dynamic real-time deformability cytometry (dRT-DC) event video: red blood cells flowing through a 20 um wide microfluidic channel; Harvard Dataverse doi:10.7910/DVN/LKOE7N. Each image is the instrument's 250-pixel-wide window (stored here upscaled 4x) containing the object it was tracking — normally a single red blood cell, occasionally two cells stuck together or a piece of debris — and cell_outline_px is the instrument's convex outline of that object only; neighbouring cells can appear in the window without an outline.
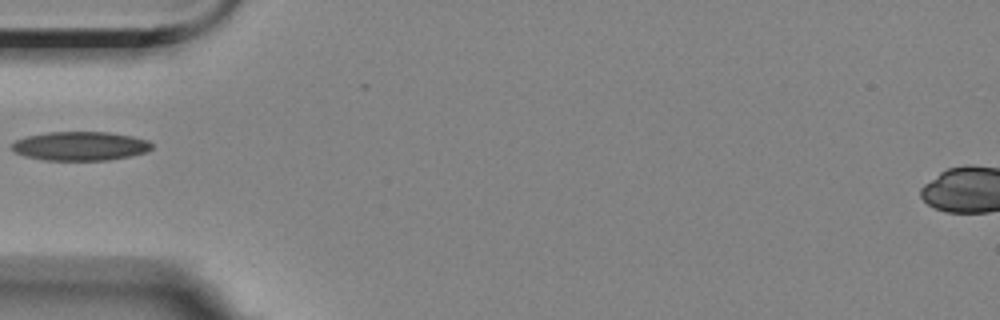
{"species": "Egyptian fruit bat (a non-hibernating species)", "species_latin": "Rousettus aegyptiacus", "temperature_condition": "room temperature", "stored_images_in_passage": 1, "camera_frame_rate_fps": 3000, "um_per_image_px": 0.085, "animal": {"sex": "female"}, "frame": {"image": 1, "passage_image": 1, "time_ms": 0.0, "image_size_px": [1000, 320], "cell_outline_px": [[152, 148], [148, 152], [132, 156], [104, 160], [44, 160], [24, 156], [16, 152], [12, 148], [12, 144], [16, 140], [24, 136], [48, 132], [108, 132], [132, 136], [148, 140], [152, 144]], "centroid_in_image_um": [6.84, 12.41], "position_along_channel_um": 78.2, "area_um2": 23.7}}